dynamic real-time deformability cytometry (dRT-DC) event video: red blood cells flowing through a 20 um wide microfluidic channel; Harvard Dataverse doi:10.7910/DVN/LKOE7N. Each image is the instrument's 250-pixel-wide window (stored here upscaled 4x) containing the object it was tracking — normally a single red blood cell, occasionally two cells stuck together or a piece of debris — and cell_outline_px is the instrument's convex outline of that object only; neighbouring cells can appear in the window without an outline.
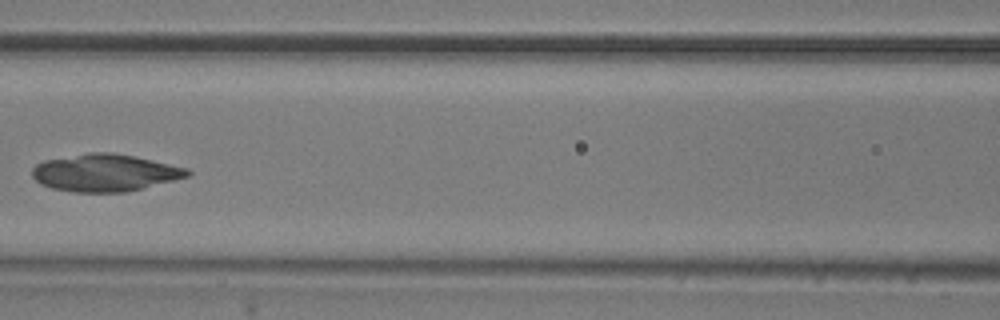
{"species": "common noctule bat (a hibernating species)", "species_latin": "Nyctalus noctula", "temperature_condition": "room temperature", "stored_images_in_passage": 9, "camera_frame_rate_fps": 3000, "um_per_image_px": 0.085, "animal": {"sex": "male", "body_mass_g": 20.5, "forearm_length_mm": 52.5}, "frame": {"image": 1, "passage_image": 6, "time_ms": 1.667, "image_size_px": [1000, 320], "cell_outline_px": [[192, 172], [188, 176], [144, 188], [124, 192], [72, 192], [52, 188], [40, 184], [32, 176], [32, 168], [36, 164], [44, 160], [88, 152], [112, 152], [152, 160], [188, 168]], "centroid_in_image_um": [8.89, 14.68], "position_along_channel_um": 157.7, "area_um2": 33.7}}
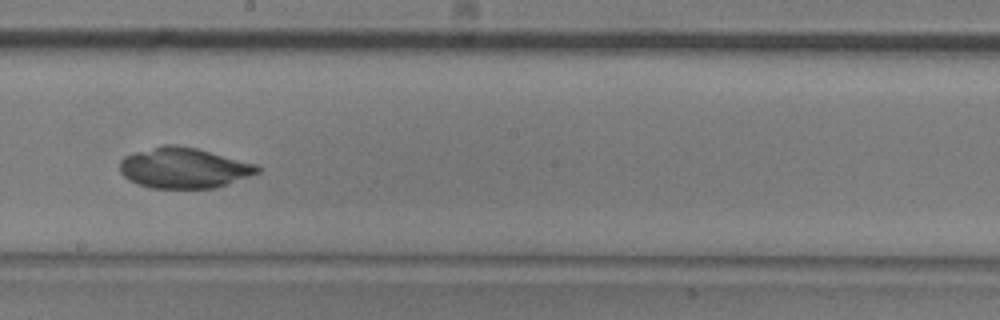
{"frame": {"image": 2, "passage_image": 8, "time_ms": 2.333, "image_size_px": [1000, 320], "cell_outline_px": [[260, 172], [216, 188], [148, 188], [136, 184], [128, 180], [120, 172], [120, 160], [124, 156], [136, 152], [164, 144], [176, 144], [196, 148], [256, 164], [260, 168]], "centroid_in_image_um": [15.59, 14.28], "position_along_channel_um": 232.6, "area_um2": 32.54}}
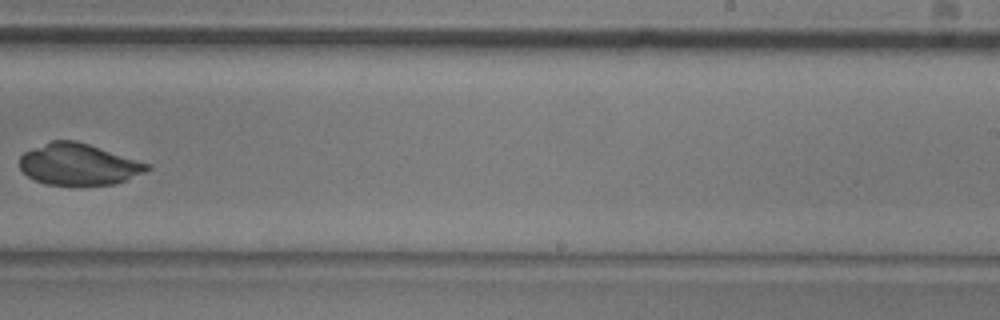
{"frame": {"image": 3, "passage_image": 9, "time_ms": 2.667, "image_size_px": [1000, 320], "cell_outline_px": [[152, 168], [144, 172], [124, 180], [112, 184], [80, 188], [76, 188], [44, 184], [28, 176], [20, 168], [20, 156], [24, 152], [32, 148], [52, 140], [76, 140], [152, 164]], "centroid_in_image_um": [6.68, 14.01], "position_along_channel_um": 282.3, "area_um2": 31.56}}